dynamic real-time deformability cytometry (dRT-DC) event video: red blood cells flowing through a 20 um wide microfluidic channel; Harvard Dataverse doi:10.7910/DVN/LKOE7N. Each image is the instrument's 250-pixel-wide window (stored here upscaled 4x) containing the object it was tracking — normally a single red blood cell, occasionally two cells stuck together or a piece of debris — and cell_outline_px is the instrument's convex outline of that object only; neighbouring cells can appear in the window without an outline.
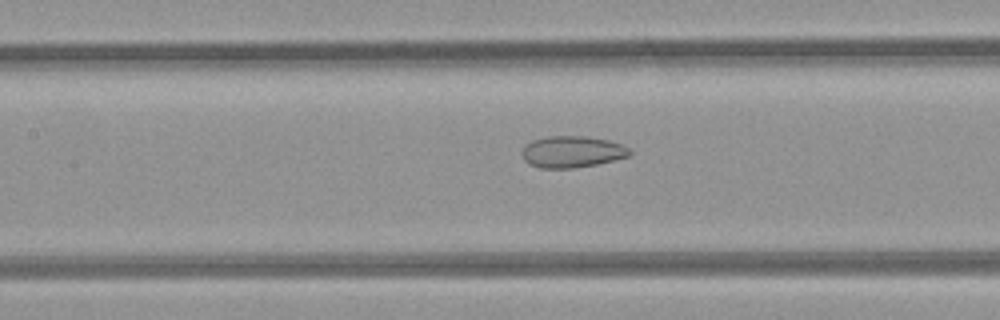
{"species": "common noctule bat (a hibernating species)", "species_latin": "Nyctalus noctula", "temperature_condition": "room temperature", "stored_images_in_passage": 27, "camera_frame_rate_fps": 3000, "um_per_image_px": 0.085, "animal": {"sex": "female", "body_mass_g": 21.9}, "frame": {"image": 1, "passage_image": 16, "time_ms": 5.0, "image_size_px": [1000, 320], "cell_outline_px": [[632, 152], [628, 156], [596, 164], [572, 168], [540, 168], [528, 164], [524, 160], [520, 152], [524, 144], [532, 140], [548, 136], [584, 136], [608, 140], [620, 144], [628, 148]], "centroid_in_image_um": [48.55, 12.9], "position_along_channel_um": 158.9, "area_um2": 19.83}}
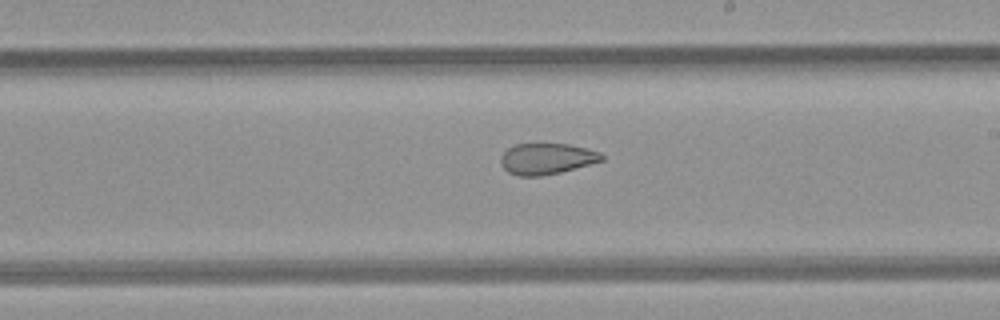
{"frame": {"image": 2, "passage_image": 22, "time_ms": 7.0, "image_size_px": [1000, 320], "cell_outline_px": [[604, 160], [560, 172], [540, 176], [520, 176], [508, 172], [504, 168], [500, 160], [500, 156], [508, 148], [516, 144], [568, 144], [588, 148], [600, 152], [604, 156]], "centroid_in_image_um": [46.48, 13.49], "position_along_channel_um": 242.5, "area_um2": 18.21}}
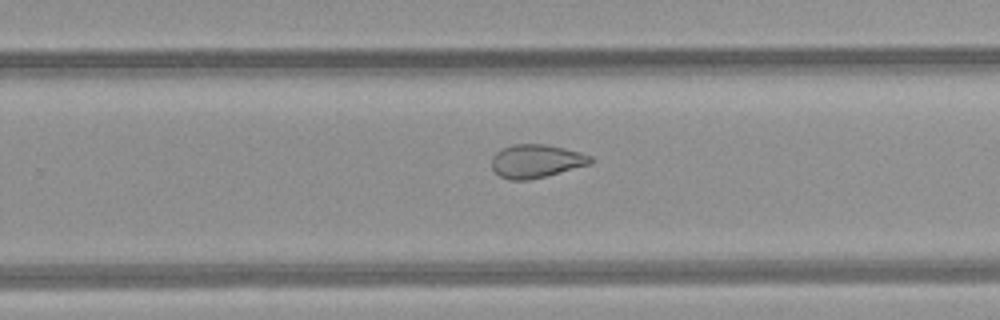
{"frame": {"image": 3, "passage_image": 25, "time_ms": 8.0, "image_size_px": [1000, 320], "cell_outline_px": [[592, 164], [528, 180], [508, 180], [500, 176], [492, 168], [492, 156], [496, 152], [512, 144], [544, 144], [564, 148], [580, 152], [592, 156]], "centroid_in_image_um": [45.57, 13.69], "position_along_channel_um": 284.2, "area_um2": 19.13}}